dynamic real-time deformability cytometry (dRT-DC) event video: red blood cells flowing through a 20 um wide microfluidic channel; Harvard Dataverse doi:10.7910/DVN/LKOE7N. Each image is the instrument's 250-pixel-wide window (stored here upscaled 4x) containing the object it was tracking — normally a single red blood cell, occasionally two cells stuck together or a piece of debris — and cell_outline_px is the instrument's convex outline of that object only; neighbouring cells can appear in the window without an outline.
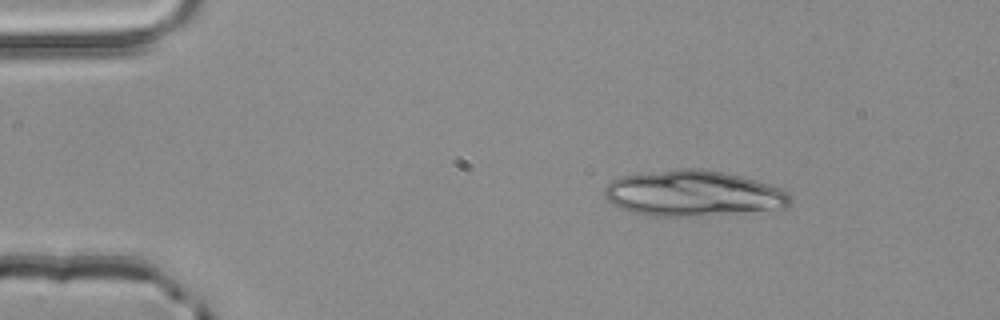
{"species": "common noctule bat (a hibernating species)", "species_latin": "Nyctalus noctula", "temperature_condition": "room temperature", "stored_images_in_passage": 2, "camera_frame_rate_fps": 3000, "um_per_image_px": 0.085, "animal": {"sex": "male", "body_mass_g": 20.4}, "frame": {"image": 1, "passage_image": 1, "time_ms": 0.0, "image_size_px": [1000, 320], "cell_outline_px": [[792, 204], [788, 208], [688, 216], [648, 216], [632, 212], [620, 208], [612, 204], [604, 196], [604, 188], [612, 180], [620, 176], [676, 168], [696, 168], [720, 172], [740, 176], [756, 180], [784, 188], [792, 196]], "centroid_in_image_um": [58.93, 16.43], "position_along_channel_um": 26.1, "area_um2": 49.65}}